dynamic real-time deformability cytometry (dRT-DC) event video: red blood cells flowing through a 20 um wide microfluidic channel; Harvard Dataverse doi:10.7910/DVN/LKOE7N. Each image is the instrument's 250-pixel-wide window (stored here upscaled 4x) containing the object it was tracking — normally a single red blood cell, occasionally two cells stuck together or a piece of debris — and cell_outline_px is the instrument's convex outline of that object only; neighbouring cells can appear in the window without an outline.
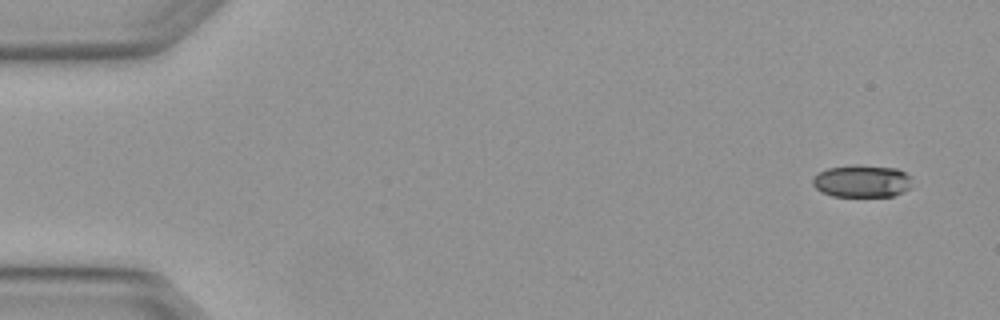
{"species": "Egyptian fruit bat (a non-hibernating species)", "species_latin": "Rousettus aegyptiacus", "temperature_condition": "warm", "stored_images_in_passage": 2, "camera_frame_rate_fps": 3000, "um_per_image_px": 0.085, "animal": {"sex": "female"}, "frame": {"image": 1, "passage_image": 1, "time_ms": 0.0, "image_size_px": [1000, 320], "cell_outline_px": [[912, 188], [892, 196], [832, 196], [820, 192], [812, 184], [812, 180], [820, 172], [828, 168], [856, 164], [896, 168], [912, 176]], "centroid_in_image_um": [73.3, 15.39], "position_along_channel_um": 11.7, "area_um2": 18.96}}